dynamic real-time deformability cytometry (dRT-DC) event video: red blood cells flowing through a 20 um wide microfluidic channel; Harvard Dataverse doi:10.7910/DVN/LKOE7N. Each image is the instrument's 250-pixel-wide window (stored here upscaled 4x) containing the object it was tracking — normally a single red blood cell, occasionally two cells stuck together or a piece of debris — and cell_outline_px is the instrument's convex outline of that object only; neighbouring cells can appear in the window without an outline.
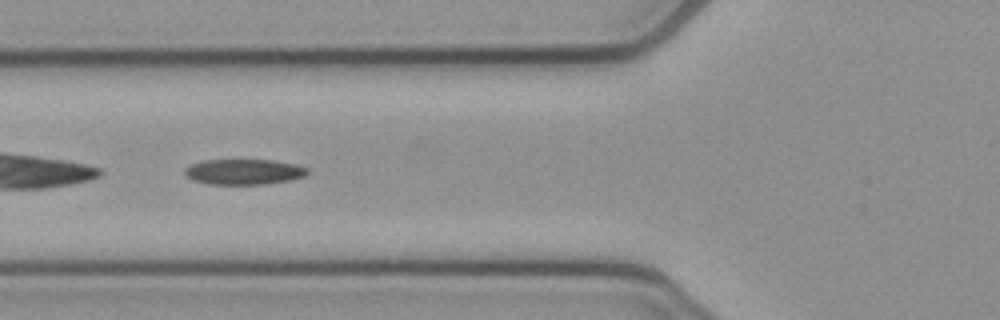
{"species": "common noctule bat (a hibernating species)", "species_latin": "Nyctalus noctula", "temperature_condition": "cold", "stored_images_in_passage": 46, "camera_frame_rate_fps": 3000, "um_per_image_px": 0.085, "animal": {"sex": "female", "body_mass_g": 21.9}, "frame": {"image": 1, "passage_image": 13, "time_ms": 4.0, "image_size_px": [1000, 320], "cell_outline_px": [[308, 172], [304, 176], [288, 180], [264, 184], [208, 184], [192, 180], [184, 172], [184, 168], [192, 164], [204, 160], [272, 160], [296, 164], [308, 168]], "centroid_in_image_um": [20.72, 14.6], "position_along_channel_um": 105.1, "area_um2": 18.09}}
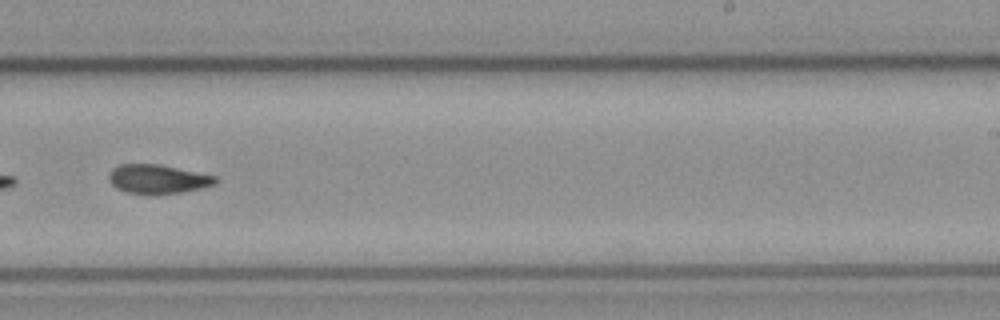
{"frame": {"image": 2, "passage_image": 26, "time_ms": 8.333, "image_size_px": [1000, 320], "cell_outline_px": [[220, 180], [216, 184], [200, 188], [180, 192], [124, 192], [116, 188], [108, 180], [108, 172], [112, 168], [120, 164], [160, 164], [216, 176]], "centroid_in_image_um": [13.4, 15.18], "position_along_channel_um": 275.6, "area_um2": 17.69}}
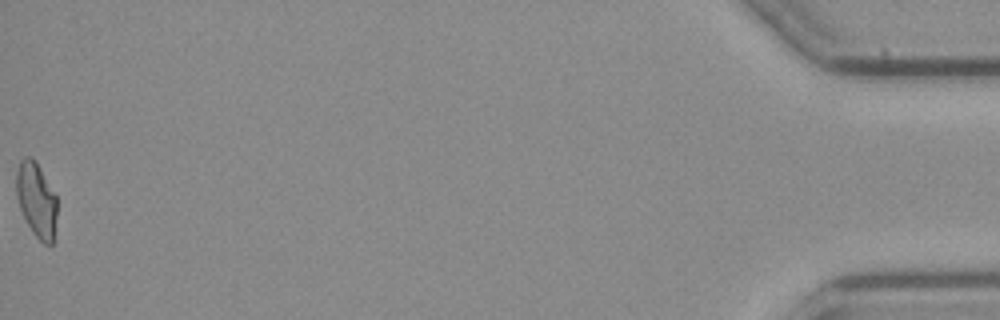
{"frame": {"image": 3, "passage_image": 46, "time_ms": 15.0, "image_size_px": [1000, 320], "cell_outline_px": [[56, 216], [52, 244], [44, 244], [32, 232], [20, 208], [16, 196], [16, 172], [20, 160], [24, 156], [28, 156], [36, 160], [56, 196]], "centroid_in_image_um": [3.08, 16.94], "position_along_channel_um": 432.1, "area_um2": 17.57}, "authors_computed_cell_mechanics": {"area_um2": 18.2648, "velocity_mm_per_s": 3.9286, "shape_relaxation_time_tau1_ms": 10.3878, "shape_relaxation_time_tau2_ms": 6.2646, "deformation_change_tau1": 0.2109, "deformation_change_tau2": 0.1285}}